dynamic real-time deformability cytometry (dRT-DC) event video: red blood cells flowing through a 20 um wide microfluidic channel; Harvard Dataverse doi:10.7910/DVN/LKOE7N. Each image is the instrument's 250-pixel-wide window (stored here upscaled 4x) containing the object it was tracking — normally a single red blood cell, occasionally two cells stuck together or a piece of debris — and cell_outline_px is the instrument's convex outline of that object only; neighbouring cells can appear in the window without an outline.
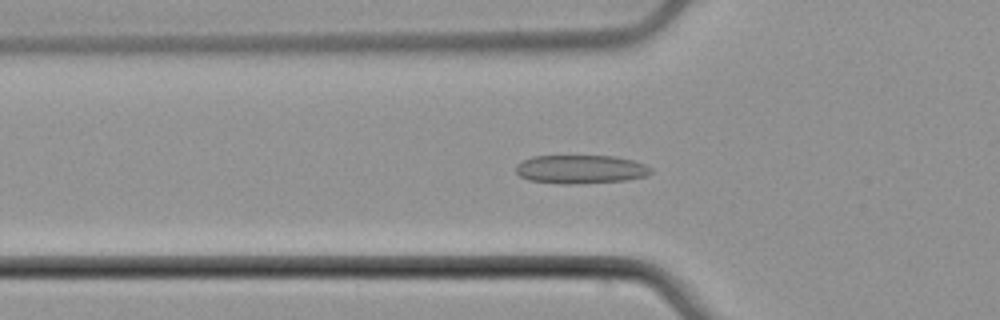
{"species": "common noctule bat (a hibernating species)", "species_latin": "Nyctalus noctula", "temperature_condition": "cold", "stored_images_in_passage": 52, "camera_frame_rate_fps": 3000, "um_per_image_px": 0.085, "animal": {"sex": "male", "body_mass_g": 21.5, "forearm_length_mm": 52.0}, "frame": {"image": 1, "passage_image": 17, "time_ms": 5.333, "image_size_px": [1000, 320], "cell_outline_px": [[652, 172], [644, 176], [624, 180], [576, 184], [560, 184], [528, 180], [520, 176], [516, 172], [516, 164], [532, 156], [612, 156], [632, 160], [644, 164], [652, 168]], "centroid_in_image_um": [49.32, 14.39], "position_along_channel_um": 76.5, "area_um2": 22.43}}
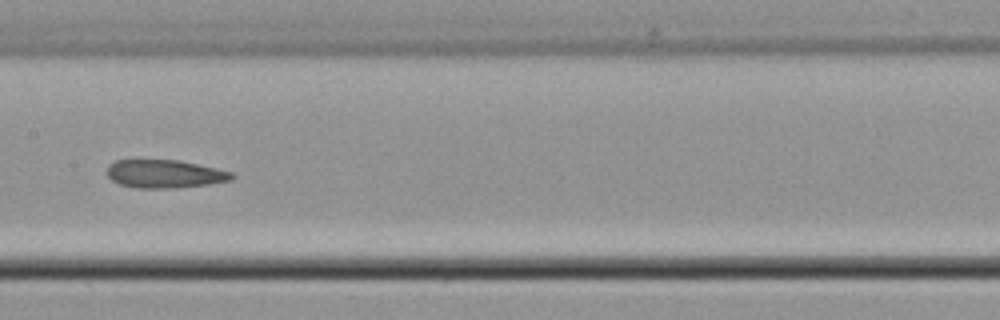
{"frame": {"image": 2, "passage_image": 26, "time_ms": 8.333, "image_size_px": [1000, 320], "cell_outline_px": [[236, 176], [232, 180], [208, 184], [172, 188], [136, 188], [120, 184], [112, 180], [108, 176], [108, 164], [116, 160], [180, 160], [216, 168], [232, 172]], "centroid_in_image_um": [14.02, 14.78], "position_along_channel_um": 193.4, "area_um2": 20.46}}
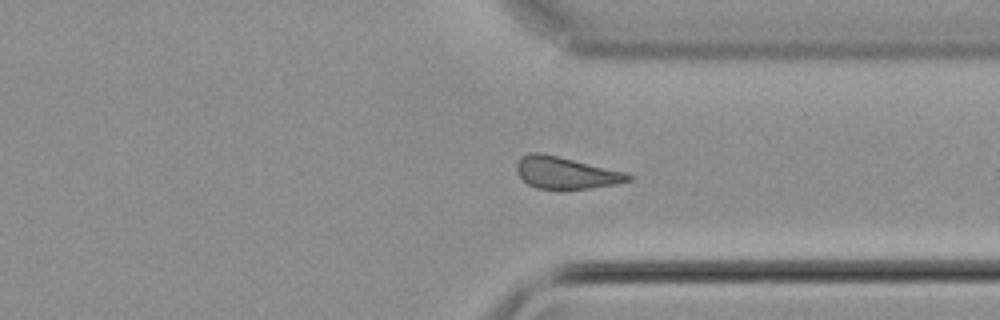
{"frame": {"image": 3, "passage_image": 39, "time_ms": 12.667, "image_size_px": [1000, 320], "cell_outline_px": [[632, 180], [616, 184], [588, 188], [536, 188], [528, 184], [516, 172], [516, 164], [520, 156], [528, 152], [540, 152], [624, 172], [632, 176]], "centroid_in_image_um": [48.04, 14.67], "position_along_channel_um": 363.4, "area_um2": 20.4}, "authors_computed_cell_mechanics": {"area_um2": 21.1548, "velocity_mm_per_s": 3.9045, "shape_relaxation_time_tau1_ms": null, "shape_relaxation_time_tau2_ms": 3.4976, "deformation_change_tau1": null, "deformation_change_tau2": 0.1102}}